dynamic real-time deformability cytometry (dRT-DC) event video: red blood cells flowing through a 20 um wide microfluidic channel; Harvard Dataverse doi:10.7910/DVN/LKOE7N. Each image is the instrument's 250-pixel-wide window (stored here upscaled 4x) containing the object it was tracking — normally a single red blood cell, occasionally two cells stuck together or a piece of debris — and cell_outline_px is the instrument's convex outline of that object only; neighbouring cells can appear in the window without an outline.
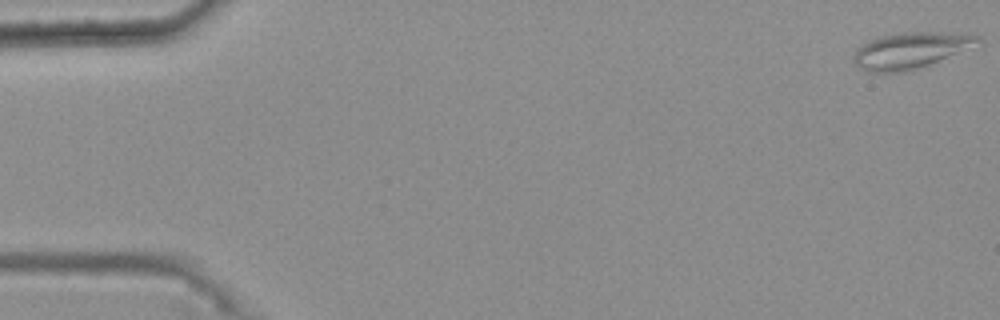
{"species": "common noctule bat (a hibernating species)", "species_latin": "Nyctalus noctula", "temperature_condition": "warm", "stored_images_in_passage": 50, "camera_frame_rate_fps": 3000, "um_per_image_px": 0.085, "animal": {"sex": "female", "body_mass_g": 25.1}, "frame": {"image": 1, "passage_image": 1, "time_ms": 0.0, "image_size_px": [1000, 320], "cell_outline_px": [[984, 40], [928, 64], [908, 72], [868, 72], [860, 68], [852, 60], [852, 56], [856, 48], [860, 44], [880, 36], [904, 32], [940, 32], [980, 36]], "centroid_in_image_um": [77.27, 4.28], "position_along_channel_um": 7.7, "area_um2": 25.66}}
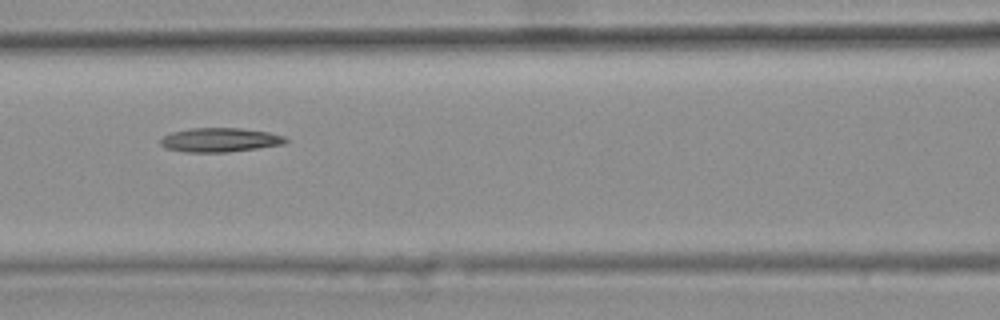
{"frame": {"image": 2, "passage_image": 24, "time_ms": 7.667, "image_size_px": [1000, 320], "cell_outline_px": [[288, 140], [284, 144], [228, 152], [184, 152], [164, 148], [160, 144], [160, 140], [164, 136], [172, 132], [192, 128], [240, 128], [268, 132], [284, 136]], "centroid_in_image_um": [18.67, 11.89], "position_along_channel_um": 147.9, "area_um2": 17.51}}
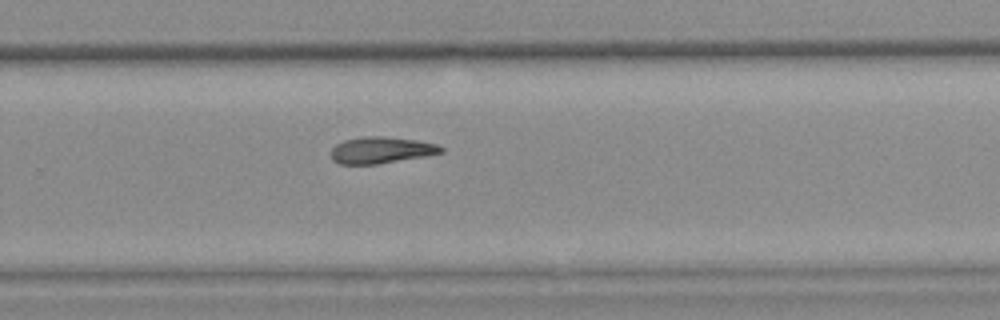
{"frame": {"image": 3, "passage_image": 36, "time_ms": 11.667, "image_size_px": [1000, 320], "cell_outline_px": [[444, 152], [424, 156], [376, 164], [340, 164], [332, 160], [332, 148], [336, 144], [344, 140], [364, 136], [384, 136], [416, 140], [436, 144], [444, 148]], "centroid_in_image_um": [32.39, 12.75], "position_along_channel_um": 297.4, "area_um2": 16.88}}